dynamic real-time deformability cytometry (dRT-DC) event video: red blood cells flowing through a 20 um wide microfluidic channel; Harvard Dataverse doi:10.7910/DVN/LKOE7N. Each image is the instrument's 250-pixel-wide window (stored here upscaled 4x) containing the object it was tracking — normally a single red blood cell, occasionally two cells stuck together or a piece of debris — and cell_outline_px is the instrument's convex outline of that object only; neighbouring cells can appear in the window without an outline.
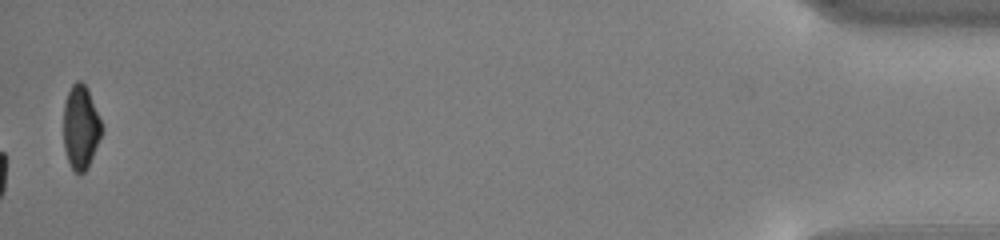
{"species": "common noctule bat (a hibernating species)", "species_latin": "Nyctalus noctula", "temperature_condition": "cold", "stored_images_in_passage": 55, "camera_frame_rate_fps": 3000, "um_per_image_px": 0.085, "animal": {"sex": "male", "body_mass_g": 13.0, "forearm_length_mm": 53.1}, "frame": {"image": 1, "passage_image": 55, "time_ms": 18.0, "image_size_px": [1000, 240], "cell_outline_px": [[104, 128], [88, 168], [84, 172], [76, 172], [72, 168], [68, 160], [64, 148], [64, 104], [68, 92], [72, 84], [76, 80], [80, 80], [88, 88]], "centroid_in_image_um": [6.88, 10.79], "position_along_channel_um": 428.3, "area_um2": 18.67}, "authors_computed_cell_mechanics": {"area_um2": 18.6694, "velocity_mm_per_s": 3.7996, "shape_relaxation_time_tau1_ms": 2.3978, "shape_relaxation_time_tau2_ms": null, "deformation_change_tau1": 0.0781, "deformation_change_tau2": null}}